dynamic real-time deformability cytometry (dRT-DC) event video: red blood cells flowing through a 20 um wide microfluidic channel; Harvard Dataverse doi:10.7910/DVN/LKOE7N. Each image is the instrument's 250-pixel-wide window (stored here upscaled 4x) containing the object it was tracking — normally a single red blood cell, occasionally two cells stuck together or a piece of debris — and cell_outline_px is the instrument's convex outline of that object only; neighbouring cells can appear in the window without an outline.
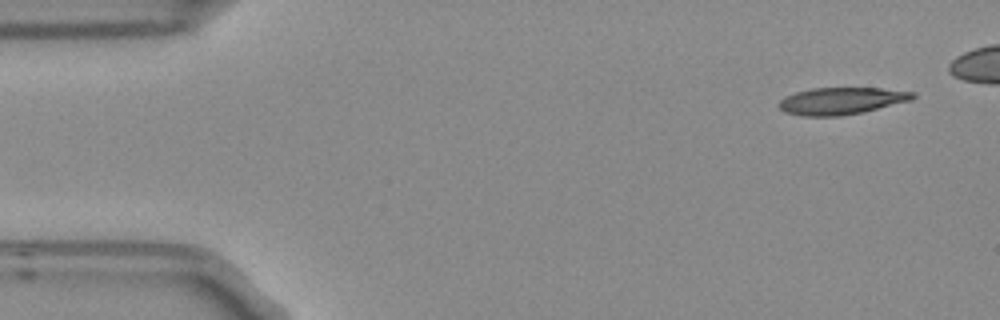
{"species": "Egyptian fruit bat (a non-hibernating species)", "species_latin": "Rousettus aegyptiacus", "temperature_condition": "room temperature", "stored_images_in_passage": 5, "camera_frame_rate_fps": 3000, "um_per_image_px": 0.085, "frame": {"image": 1, "passage_image": 1, "time_ms": 0.0, "image_size_px": [1000, 320], "cell_outline_px": [[916, 96], [912, 100], [864, 112], [840, 116], [804, 116], [784, 112], [780, 108], [780, 100], [784, 96], [796, 92], [812, 88], [880, 88], [916, 92]], "centroid_in_image_um": [71.54, 8.57], "position_along_channel_um": 13.5, "area_um2": 21.15}}